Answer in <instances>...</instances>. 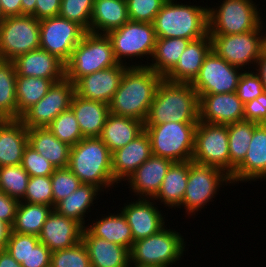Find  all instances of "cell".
<instances>
[{
  "label": "cell",
  "instance_id": "6da1fadb",
  "mask_svg": "<svg viewBox=\"0 0 266 267\" xmlns=\"http://www.w3.org/2000/svg\"><path fill=\"white\" fill-rule=\"evenodd\" d=\"M162 79L149 67H128L109 104L110 113L145 122Z\"/></svg>",
  "mask_w": 266,
  "mask_h": 267
},
{
  "label": "cell",
  "instance_id": "7a4b0ae2",
  "mask_svg": "<svg viewBox=\"0 0 266 267\" xmlns=\"http://www.w3.org/2000/svg\"><path fill=\"white\" fill-rule=\"evenodd\" d=\"M198 121L199 97L192 84L173 83L163 78L158 84L144 125Z\"/></svg>",
  "mask_w": 266,
  "mask_h": 267
},
{
  "label": "cell",
  "instance_id": "3957f363",
  "mask_svg": "<svg viewBox=\"0 0 266 267\" xmlns=\"http://www.w3.org/2000/svg\"><path fill=\"white\" fill-rule=\"evenodd\" d=\"M67 167L82 184L94 185L103 192L117 184L112 172V152L99 137L83 138L72 146Z\"/></svg>",
  "mask_w": 266,
  "mask_h": 267
},
{
  "label": "cell",
  "instance_id": "277c9868",
  "mask_svg": "<svg viewBox=\"0 0 266 267\" xmlns=\"http://www.w3.org/2000/svg\"><path fill=\"white\" fill-rule=\"evenodd\" d=\"M167 0L153 22L156 38L196 40L209 33L208 6Z\"/></svg>",
  "mask_w": 266,
  "mask_h": 267
},
{
  "label": "cell",
  "instance_id": "5b68a950",
  "mask_svg": "<svg viewBox=\"0 0 266 267\" xmlns=\"http://www.w3.org/2000/svg\"><path fill=\"white\" fill-rule=\"evenodd\" d=\"M117 64L107 34L86 32L65 63V78L75 84L83 76Z\"/></svg>",
  "mask_w": 266,
  "mask_h": 267
},
{
  "label": "cell",
  "instance_id": "8992f818",
  "mask_svg": "<svg viewBox=\"0 0 266 267\" xmlns=\"http://www.w3.org/2000/svg\"><path fill=\"white\" fill-rule=\"evenodd\" d=\"M198 122H165L159 125H144L149 136L152 155L173 162L192 160L195 130Z\"/></svg>",
  "mask_w": 266,
  "mask_h": 267
},
{
  "label": "cell",
  "instance_id": "52a82bcc",
  "mask_svg": "<svg viewBox=\"0 0 266 267\" xmlns=\"http://www.w3.org/2000/svg\"><path fill=\"white\" fill-rule=\"evenodd\" d=\"M185 241L180 232L166 226L158 233L133 242L130 265L170 267L182 259Z\"/></svg>",
  "mask_w": 266,
  "mask_h": 267
},
{
  "label": "cell",
  "instance_id": "ba28073f",
  "mask_svg": "<svg viewBox=\"0 0 266 267\" xmlns=\"http://www.w3.org/2000/svg\"><path fill=\"white\" fill-rule=\"evenodd\" d=\"M213 7L208 8L209 35L242 34L258 29L264 22L253 0H223Z\"/></svg>",
  "mask_w": 266,
  "mask_h": 267
},
{
  "label": "cell",
  "instance_id": "9c48e42d",
  "mask_svg": "<svg viewBox=\"0 0 266 267\" xmlns=\"http://www.w3.org/2000/svg\"><path fill=\"white\" fill-rule=\"evenodd\" d=\"M224 183L226 186L232 184L230 176L223 170L190 160L186 191L181 204L186 210V215L196 216V212L212 202V198L216 197Z\"/></svg>",
  "mask_w": 266,
  "mask_h": 267
},
{
  "label": "cell",
  "instance_id": "30bf717a",
  "mask_svg": "<svg viewBox=\"0 0 266 267\" xmlns=\"http://www.w3.org/2000/svg\"><path fill=\"white\" fill-rule=\"evenodd\" d=\"M40 48V20L30 15L8 16L0 24V59L13 61Z\"/></svg>",
  "mask_w": 266,
  "mask_h": 267
},
{
  "label": "cell",
  "instance_id": "8fae6325",
  "mask_svg": "<svg viewBox=\"0 0 266 267\" xmlns=\"http://www.w3.org/2000/svg\"><path fill=\"white\" fill-rule=\"evenodd\" d=\"M107 36L112 42L114 56L119 64L136 67L132 62L133 57L141 59L146 56L148 60L153 55L156 42L153 23L129 20L120 28L110 31ZM126 58H131V65L130 62H125Z\"/></svg>",
  "mask_w": 266,
  "mask_h": 267
},
{
  "label": "cell",
  "instance_id": "7c38bea8",
  "mask_svg": "<svg viewBox=\"0 0 266 267\" xmlns=\"http://www.w3.org/2000/svg\"><path fill=\"white\" fill-rule=\"evenodd\" d=\"M266 26L242 34L210 35L212 50L227 63L240 67L254 65L265 50Z\"/></svg>",
  "mask_w": 266,
  "mask_h": 267
},
{
  "label": "cell",
  "instance_id": "4fadbf2b",
  "mask_svg": "<svg viewBox=\"0 0 266 267\" xmlns=\"http://www.w3.org/2000/svg\"><path fill=\"white\" fill-rule=\"evenodd\" d=\"M192 161L220 168L229 175L228 125L198 121Z\"/></svg>",
  "mask_w": 266,
  "mask_h": 267
},
{
  "label": "cell",
  "instance_id": "5bb4252c",
  "mask_svg": "<svg viewBox=\"0 0 266 267\" xmlns=\"http://www.w3.org/2000/svg\"><path fill=\"white\" fill-rule=\"evenodd\" d=\"M243 70L227 63L211 50L191 84L199 98L205 94L233 93L236 92Z\"/></svg>",
  "mask_w": 266,
  "mask_h": 267
},
{
  "label": "cell",
  "instance_id": "9a60e30c",
  "mask_svg": "<svg viewBox=\"0 0 266 267\" xmlns=\"http://www.w3.org/2000/svg\"><path fill=\"white\" fill-rule=\"evenodd\" d=\"M86 31L77 23L60 16L40 20V48L64 64Z\"/></svg>",
  "mask_w": 266,
  "mask_h": 267
},
{
  "label": "cell",
  "instance_id": "2e32d148",
  "mask_svg": "<svg viewBox=\"0 0 266 267\" xmlns=\"http://www.w3.org/2000/svg\"><path fill=\"white\" fill-rule=\"evenodd\" d=\"M74 95L75 84L64 77L53 83L47 94L20 119L28 129L48 127L60 113L70 108Z\"/></svg>",
  "mask_w": 266,
  "mask_h": 267
},
{
  "label": "cell",
  "instance_id": "e0dca14e",
  "mask_svg": "<svg viewBox=\"0 0 266 267\" xmlns=\"http://www.w3.org/2000/svg\"><path fill=\"white\" fill-rule=\"evenodd\" d=\"M244 120V103L236 92L205 94L199 98V121L228 125Z\"/></svg>",
  "mask_w": 266,
  "mask_h": 267
},
{
  "label": "cell",
  "instance_id": "ac0fdd59",
  "mask_svg": "<svg viewBox=\"0 0 266 267\" xmlns=\"http://www.w3.org/2000/svg\"><path fill=\"white\" fill-rule=\"evenodd\" d=\"M134 201L124 203L120 210L131 228L134 241L154 235L165 227V217L155 200L138 198Z\"/></svg>",
  "mask_w": 266,
  "mask_h": 267
},
{
  "label": "cell",
  "instance_id": "d6986e66",
  "mask_svg": "<svg viewBox=\"0 0 266 267\" xmlns=\"http://www.w3.org/2000/svg\"><path fill=\"white\" fill-rule=\"evenodd\" d=\"M128 67L118 63L113 67L83 76L75 83V93L81 98L109 105Z\"/></svg>",
  "mask_w": 266,
  "mask_h": 267
},
{
  "label": "cell",
  "instance_id": "ffe728a7",
  "mask_svg": "<svg viewBox=\"0 0 266 267\" xmlns=\"http://www.w3.org/2000/svg\"><path fill=\"white\" fill-rule=\"evenodd\" d=\"M172 163L168 158L151 155L127 179L128 188L137 198L153 199Z\"/></svg>",
  "mask_w": 266,
  "mask_h": 267
},
{
  "label": "cell",
  "instance_id": "44dd1931",
  "mask_svg": "<svg viewBox=\"0 0 266 267\" xmlns=\"http://www.w3.org/2000/svg\"><path fill=\"white\" fill-rule=\"evenodd\" d=\"M266 181V124H257L244 161L230 176L231 183Z\"/></svg>",
  "mask_w": 266,
  "mask_h": 267
},
{
  "label": "cell",
  "instance_id": "7402d4cb",
  "mask_svg": "<svg viewBox=\"0 0 266 267\" xmlns=\"http://www.w3.org/2000/svg\"><path fill=\"white\" fill-rule=\"evenodd\" d=\"M84 227L77 221L58 214L54 209L43 224L39 241L51 252L70 248L82 240Z\"/></svg>",
  "mask_w": 266,
  "mask_h": 267
},
{
  "label": "cell",
  "instance_id": "603a6c76",
  "mask_svg": "<svg viewBox=\"0 0 266 267\" xmlns=\"http://www.w3.org/2000/svg\"><path fill=\"white\" fill-rule=\"evenodd\" d=\"M151 155L150 139L144 130L130 143L112 153L114 181L117 184L126 181Z\"/></svg>",
  "mask_w": 266,
  "mask_h": 267
},
{
  "label": "cell",
  "instance_id": "cb8c5ba5",
  "mask_svg": "<svg viewBox=\"0 0 266 267\" xmlns=\"http://www.w3.org/2000/svg\"><path fill=\"white\" fill-rule=\"evenodd\" d=\"M211 50L212 40L209 33L190 41L181 54L179 62L164 79L173 83H192L198 76L205 57Z\"/></svg>",
  "mask_w": 266,
  "mask_h": 267
},
{
  "label": "cell",
  "instance_id": "d4e9b609",
  "mask_svg": "<svg viewBox=\"0 0 266 267\" xmlns=\"http://www.w3.org/2000/svg\"><path fill=\"white\" fill-rule=\"evenodd\" d=\"M17 76L63 79L65 64L55 55L38 48L13 60Z\"/></svg>",
  "mask_w": 266,
  "mask_h": 267
},
{
  "label": "cell",
  "instance_id": "484cf974",
  "mask_svg": "<svg viewBox=\"0 0 266 267\" xmlns=\"http://www.w3.org/2000/svg\"><path fill=\"white\" fill-rule=\"evenodd\" d=\"M28 145V128L19 119H0V167L19 165Z\"/></svg>",
  "mask_w": 266,
  "mask_h": 267
},
{
  "label": "cell",
  "instance_id": "4316f807",
  "mask_svg": "<svg viewBox=\"0 0 266 267\" xmlns=\"http://www.w3.org/2000/svg\"><path fill=\"white\" fill-rule=\"evenodd\" d=\"M90 264L94 267H129V250L119 244L93 236L86 228L82 233Z\"/></svg>",
  "mask_w": 266,
  "mask_h": 267
},
{
  "label": "cell",
  "instance_id": "83f0119b",
  "mask_svg": "<svg viewBox=\"0 0 266 267\" xmlns=\"http://www.w3.org/2000/svg\"><path fill=\"white\" fill-rule=\"evenodd\" d=\"M70 108L76 116L84 138L100 137L110 113L107 103L81 98L75 93Z\"/></svg>",
  "mask_w": 266,
  "mask_h": 267
},
{
  "label": "cell",
  "instance_id": "f1b7e54d",
  "mask_svg": "<svg viewBox=\"0 0 266 267\" xmlns=\"http://www.w3.org/2000/svg\"><path fill=\"white\" fill-rule=\"evenodd\" d=\"M129 20L126 0H94L90 32L108 34Z\"/></svg>",
  "mask_w": 266,
  "mask_h": 267
},
{
  "label": "cell",
  "instance_id": "f546056e",
  "mask_svg": "<svg viewBox=\"0 0 266 267\" xmlns=\"http://www.w3.org/2000/svg\"><path fill=\"white\" fill-rule=\"evenodd\" d=\"M143 131L144 122L109 113L99 138L113 153L130 143Z\"/></svg>",
  "mask_w": 266,
  "mask_h": 267
},
{
  "label": "cell",
  "instance_id": "4dcf8cb0",
  "mask_svg": "<svg viewBox=\"0 0 266 267\" xmlns=\"http://www.w3.org/2000/svg\"><path fill=\"white\" fill-rule=\"evenodd\" d=\"M28 144L56 169L68 166L71 146L57 139L48 127L28 129Z\"/></svg>",
  "mask_w": 266,
  "mask_h": 267
},
{
  "label": "cell",
  "instance_id": "1f68e13d",
  "mask_svg": "<svg viewBox=\"0 0 266 267\" xmlns=\"http://www.w3.org/2000/svg\"><path fill=\"white\" fill-rule=\"evenodd\" d=\"M189 176V161L173 162L169 167L161 188L153 200L165 207L181 208Z\"/></svg>",
  "mask_w": 266,
  "mask_h": 267
},
{
  "label": "cell",
  "instance_id": "d6a6232c",
  "mask_svg": "<svg viewBox=\"0 0 266 267\" xmlns=\"http://www.w3.org/2000/svg\"><path fill=\"white\" fill-rule=\"evenodd\" d=\"M191 40L184 38H156L155 48L152 55V63H135L136 67H149L163 78L179 62L181 54Z\"/></svg>",
  "mask_w": 266,
  "mask_h": 267
},
{
  "label": "cell",
  "instance_id": "836d02e7",
  "mask_svg": "<svg viewBox=\"0 0 266 267\" xmlns=\"http://www.w3.org/2000/svg\"><path fill=\"white\" fill-rule=\"evenodd\" d=\"M110 214V215H109ZM108 216H101L93 220L92 224L86 225L85 228L98 238H103L106 241L119 244L129 251L133 245V235L131 228L123 213H109Z\"/></svg>",
  "mask_w": 266,
  "mask_h": 267
},
{
  "label": "cell",
  "instance_id": "e575fe53",
  "mask_svg": "<svg viewBox=\"0 0 266 267\" xmlns=\"http://www.w3.org/2000/svg\"><path fill=\"white\" fill-rule=\"evenodd\" d=\"M98 192L101 193V190L94 185L81 184L68 197L57 202L53 209L58 214L79 222L85 228V213L91 211L90 207L95 203L94 200L99 198Z\"/></svg>",
  "mask_w": 266,
  "mask_h": 267
},
{
  "label": "cell",
  "instance_id": "d590c367",
  "mask_svg": "<svg viewBox=\"0 0 266 267\" xmlns=\"http://www.w3.org/2000/svg\"><path fill=\"white\" fill-rule=\"evenodd\" d=\"M52 210V206L19 201L12 231L39 236Z\"/></svg>",
  "mask_w": 266,
  "mask_h": 267
},
{
  "label": "cell",
  "instance_id": "8d00e7d4",
  "mask_svg": "<svg viewBox=\"0 0 266 267\" xmlns=\"http://www.w3.org/2000/svg\"><path fill=\"white\" fill-rule=\"evenodd\" d=\"M62 79H46L38 77L17 76L16 101L18 119L40 99H42L53 85Z\"/></svg>",
  "mask_w": 266,
  "mask_h": 267
},
{
  "label": "cell",
  "instance_id": "74e56055",
  "mask_svg": "<svg viewBox=\"0 0 266 267\" xmlns=\"http://www.w3.org/2000/svg\"><path fill=\"white\" fill-rule=\"evenodd\" d=\"M257 124L245 120L228 124L229 176L244 161Z\"/></svg>",
  "mask_w": 266,
  "mask_h": 267
},
{
  "label": "cell",
  "instance_id": "f35d334b",
  "mask_svg": "<svg viewBox=\"0 0 266 267\" xmlns=\"http://www.w3.org/2000/svg\"><path fill=\"white\" fill-rule=\"evenodd\" d=\"M16 80L14 62L0 59V119H18Z\"/></svg>",
  "mask_w": 266,
  "mask_h": 267
},
{
  "label": "cell",
  "instance_id": "ab89813d",
  "mask_svg": "<svg viewBox=\"0 0 266 267\" xmlns=\"http://www.w3.org/2000/svg\"><path fill=\"white\" fill-rule=\"evenodd\" d=\"M29 178V174L21 164L2 166L0 167V191L21 201L25 196Z\"/></svg>",
  "mask_w": 266,
  "mask_h": 267
},
{
  "label": "cell",
  "instance_id": "60d3db41",
  "mask_svg": "<svg viewBox=\"0 0 266 267\" xmlns=\"http://www.w3.org/2000/svg\"><path fill=\"white\" fill-rule=\"evenodd\" d=\"M48 129L57 139L71 147L84 138L76 116L71 108L60 113L51 122Z\"/></svg>",
  "mask_w": 266,
  "mask_h": 267
},
{
  "label": "cell",
  "instance_id": "b9f144b4",
  "mask_svg": "<svg viewBox=\"0 0 266 267\" xmlns=\"http://www.w3.org/2000/svg\"><path fill=\"white\" fill-rule=\"evenodd\" d=\"M94 0H61L58 16L80 25L90 32L91 14Z\"/></svg>",
  "mask_w": 266,
  "mask_h": 267
},
{
  "label": "cell",
  "instance_id": "7bdbcfd3",
  "mask_svg": "<svg viewBox=\"0 0 266 267\" xmlns=\"http://www.w3.org/2000/svg\"><path fill=\"white\" fill-rule=\"evenodd\" d=\"M52 267H88L90 259L82 241L70 248L57 250L51 253Z\"/></svg>",
  "mask_w": 266,
  "mask_h": 267
},
{
  "label": "cell",
  "instance_id": "ee69618b",
  "mask_svg": "<svg viewBox=\"0 0 266 267\" xmlns=\"http://www.w3.org/2000/svg\"><path fill=\"white\" fill-rule=\"evenodd\" d=\"M21 201L53 207L51 176H30L25 196Z\"/></svg>",
  "mask_w": 266,
  "mask_h": 267
},
{
  "label": "cell",
  "instance_id": "f6af8a7d",
  "mask_svg": "<svg viewBox=\"0 0 266 267\" xmlns=\"http://www.w3.org/2000/svg\"><path fill=\"white\" fill-rule=\"evenodd\" d=\"M81 184L79 178L68 167L55 169L51 175L53 208L57 202L68 197Z\"/></svg>",
  "mask_w": 266,
  "mask_h": 267
},
{
  "label": "cell",
  "instance_id": "bcb514c9",
  "mask_svg": "<svg viewBox=\"0 0 266 267\" xmlns=\"http://www.w3.org/2000/svg\"><path fill=\"white\" fill-rule=\"evenodd\" d=\"M167 0H126L131 21L153 23Z\"/></svg>",
  "mask_w": 266,
  "mask_h": 267
},
{
  "label": "cell",
  "instance_id": "7dc6e473",
  "mask_svg": "<svg viewBox=\"0 0 266 267\" xmlns=\"http://www.w3.org/2000/svg\"><path fill=\"white\" fill-rule=\"evenodd\" d=\"M21 166L29 176H51L56 169L29 144L24 149Z\"/></svg>",
  "mask_w": 266,
  "mask_h": 267
},
{
  "label": "cell",
  "instance_id": "c3c4849f",
  "mask_svg": "<svg viewBox=\"0 0 266 267\" xmlns=\"http://www.w3.org/2000/svg\"><path fill=\"white\" fill-rule=\"evenodd\" d=\"M263 92L264 87L258 74L254 70H243L236 88L238 98L245 104Z\"/></svg>",
  "mask_w": 266,
  "mask_h": 267
},
{
  "label": "cell",
  "instance_id": "681fc988",
  "mask_svg": "<svg viewBox=\"0 0 266 267\" xmlns=\"http://www.w3.org/2000/svg\"><path fill=\"white\" fill-rule=\"evenodd\" d=\"M39 242L38 236L19 234L11 230L6 250L18 263L21 264L23 260H26L30 249L34 248Z\"/></svg>",
  "mask_w": 266,
  "mask_h": 267
},
{
  "label": "cell",
  "instance_id": "f907efd6",
  "mask_svg": "<svg viewBox=\"0 0 266 267\" xmlns=\"http://www.w3.org/2000/svg\"><path fill=\"white\" fill-rule=\"evenodd\" d=\"M244 120L266 124V92L244 104Z\"/></svg>",
  "mask_w": 266,
  "mask_h": 267
},
{
  "label": "cell",
  "instance_id": "816d5d0a",
  "mask_svg": "<svg viewBox=\"0 0 266 267\" xmlns=\"http://www.w3.org/2000/svg\"><path fill=\"white\" fill-rule=\"evenodd\" d=\"M51 251L49 248L39 242L34 248H31L27 254L26 260L21 262L22 267H48L51 261Z\"/></svg>",
  "mask_w": 266,
  "mask_h": 267
},
{
  "label": "cell",
  "instance_id": "f5cc1de1",
  "mask_svg": "<svg viewBox=\"0 0 266 267\" xmlns=\"http://www.w3.org/2000/svg\"><path fill=\"white\" fill-rule=\"evenodd\" d=\"M19 201L9 197L6 193L0 191V220L9 224L11 227L15 221L16 209Z\"/></svg>",
  "mask_w": 266,
  "mask_h": 267
},
{
  "label": "cell",
  "instance_id": "db71d44e",
  "mask_svg": "<svg viewBox=\"0 0 266 267\" xmlns=\"http://www.w3.org/2000/svg\"><path fill=\"white\" fill-rule=\"evenodd\" d=\"M60 5L61 0H36L35 18L41 20L58 16Z\"/></svg>",
  "mask_w": 266,
  "mask_h": 267
},
{
  "label": "cell",
  "instance_id": "11a10c76",
  "mask_svg": "<svg viewBox=\"0 0 266 267\" xmlns=\"http://www.w3.org/2000/svg\"><path fill=\"white\" fill-rule=\"evenodd\" d=\"M3 19L8 16L22 15L21 0H0Z\"/></svg>",
  "mask_w": 266,
  "mask_h": 267
},
{
  "label": "cell",
  "instance_id": "9f6ffc18",
  "mask_svg": "<svg viewBox=\"0 0 266 267\" xmlns=\"http://www.w3.org/2000/svg\"><path fill=\"white\" fill-rule=\"evenodd\" d=\"M254 71L260 77V80L263 84L264 91L266 92V49L261 53L260 57L256 61Z\"/></svg>",
  "mask_w": 266,
  "mask_h": 267
},
{
  "label": "cell",
  "instance_id": "6f0895ef",
  "mask_svg": "<svg viewBox=\"0 0 266 267\" xmlns=\"http://www.w3.org/2000/svg\"><path fill=\"white\" fill-rule=\"evenodd\" d=\"M11 230L12 227L9 224L0 220V251L6 249Z\"/></svg>",
  "mask_w": 266,
  "mask_h": 267
},
{
  "label": "cell",
  "instance_id": "680465c9",
  "mask_svg": "<svg viewBox=\"0 0 266 267\" xmlns=\"http://www.w3.org/2000/svg\"><path fill=\"white\" fill-rule=\"evenodd\" d=\"M0 267H22L5 249L0 251Z\"/></svg>",
  "mask_w": 266,
  "mask_h": 267
},
{
  "label": "cell",
  "instance_id": "91938a15",
  "mask_svg": "<svg viewBox=\"0 0 266 267\" xmlns=\"http://www.w3.org/2000/svg\"><path fill=\"white\" fill-rule=\"evenodd\" d=\"M22 15H30L35 17L36 0H21Z\"/></svg>",
  "mask_w": 266,
  "mask_h": 267
},
{
  "label": "cell",
  "instance_id": "94428289",
  "mask_svg": "<svg viewBox=\"0 0 266 267\" xmlns=\"http://www.w3.org/2000/svg\"><path fill=\"white\" fill-rule=\"evenodd\" d=\"M129 267H132V265H129ZM133 267H161V266H138V265H133Z\"/></svg>",
  "mask_w": 266,
  "mask_h": 267
},
{
  "label": "cell",
  "instance_id": "6125c7cd",
  "mask_svg": "<svg viewBox=\"0 0 266 267\" xmlns=\"http://www.w3.org/2000/svg\"><path fill=\"white\" fill-rule=\"evenodd\" d=\"M0 19L3 20V11H2V8H1V4H0Z\"/></svg>",
  "mask_w": 266,
  "mask_h": 267
}]
</instances>
